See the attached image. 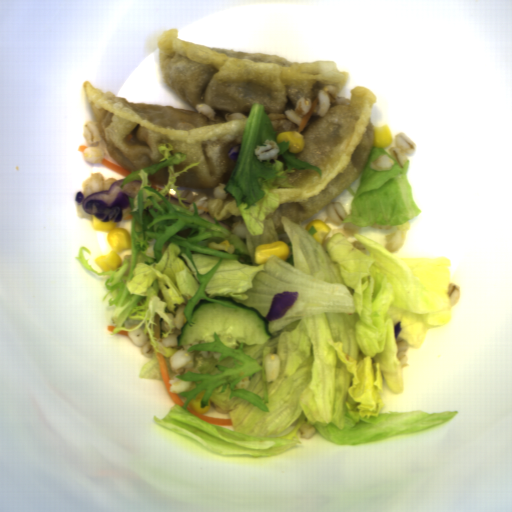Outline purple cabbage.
<instances>
[{
	"instance_id": "purple-cabbage-1",
	"label": "purple cabbage",
	"mask_w": 512,
	"mask_h": 512,
	"mask_svg": "<svg viewBox=\"0 0 512 512\" xmlns=\"http://www.w3.org/2000/svg\"><path fill=\"white\" fill-rule=\"evenodd\" d=\"M123 180L124 178L112 183L108 191L92 193L87 197L78 191L75 195L76 202L89 215H95L103 222L121 221L124 209L130 206L129 197H136L143 183L142 179H134L123 184Z\"/></svg>"
},
{
	"instance_id": "purple-cabbage-2",
	"label": "purple cabbage",
	"mask_w": 512,
	"mask_h": 512,
	"mask_svg": "<svg viewBox=\"0 0 512 512\" xmlns=\"http://www.w3.org/2000/svg\"><path fill=\"white\" fill-rule=\"evenodd\" d=\"M299 294L296 291H284L274 295L271 306L264 317L268 319V322L274 319H278L284 316L290 309L293 308L294 304L298 299Z\"/></svg>"
},
{
	"instance_id": "purple-cabbage-3",
	"label": "purple cabbage",
	"mask_w": 512,
	"mask_h": 512,
	"mask_svg": "<svg viewBox=\"0 0 512 512\" xmlns=\"http://www.w3.org/2000/svg\"><path fill=\"white\" fill-rule=\"evenodd\" d=\"M198 216L203 218V219H205V220H207V221H209V222H211V223H213V224H215V222L217 221L218 225H220L223 228L228 229L230 231L232 230L231 227L228 226L227 224H225L224 222L218 221V220L214 219L211 214H208V213H205V212L202 211V214H198Z\"/></svg>"
},
{
	"instance_id": "purple-cabbage-4",
	"label": "purple cabbage",
	"mask_w": 512,
	"mask_h": 512,
	"mask_svg": "<svg viewBox=\"0 0 512 512\" xmlns=\"http://www.w3.org/2000/svg\"><path fill=\"white\" fill-rule=\"evenodd\" d=\"M240 149H241V145L232 146V148L228 151V157L232 161H237L238 160V153H239Z\"/></svg>"
},
{
	"instance_id": "purple-cabbage-5",
	"label": "purple cabbage",
	"mask_w": 512,
	"mask_h": 512,
	"mask_svg": "<svg viewBox=\"0 0 512 512\" xmlns=\"http://www.w3.org/2000/svg\"><path fill=\"white\" fill-rule=\"evenodd\" d=\"M402 322H397L394 326H393V331H394V339H397L398 335H399V332L402 331Z\"/></svg>"
},
{
	"instance_id": "purple-cabbage-6",
	"label": "purple cabbage",
	"mask_w": 512,
	"mask_h": 512,
	"mask_svg": "<svg viewBox=\"0 0 512 512\" xmlns=\"http://www.w3.org/2000/svg\"><path fill=\"white\" fill-rule=\"evenodd\" d=\"M165 197H166V200L171 202L173 205H179V199L174 198L173 196H168V195H165Z\"/></svg>"
}]
</instances>
